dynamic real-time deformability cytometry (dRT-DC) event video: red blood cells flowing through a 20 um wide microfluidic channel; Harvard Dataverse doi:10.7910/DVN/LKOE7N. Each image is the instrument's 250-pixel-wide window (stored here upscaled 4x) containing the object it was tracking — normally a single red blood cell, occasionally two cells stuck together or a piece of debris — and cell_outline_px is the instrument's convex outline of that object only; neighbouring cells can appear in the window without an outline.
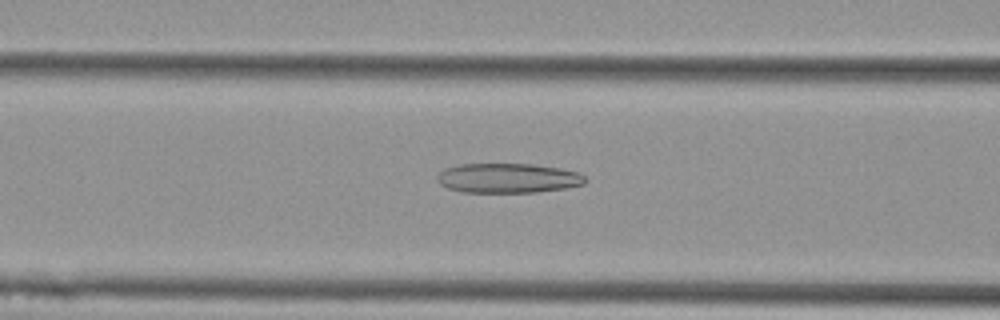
{"species": "Egyptian fruit bat (a non-hibernating species)", "species_latin": "Rousettus aegyptiacus", "temperature_condition": "cold", "stored_images_in_passage": 52, "camera_frame_rate_fps": 3000, "um_per_image_px": 0.085, "animal": {"sex": "female"}, "frame": {"image": 1, "passage_image": 20, "time_ms": 6.333, "image_size_px": [1000, 320], "cell_outline_px": [[588, 180], [584, 184], [564, 188], [536, 192], [464, 192], [448, 188], [440, 184], [436, 176], [444, 168], [460, 164], [532, 164], [560, 168], [580, 172]], "centroid_in_image_um": [43.19, 15.13], "position_along_channel_um": 123.4, "area_um2": 25.61}}
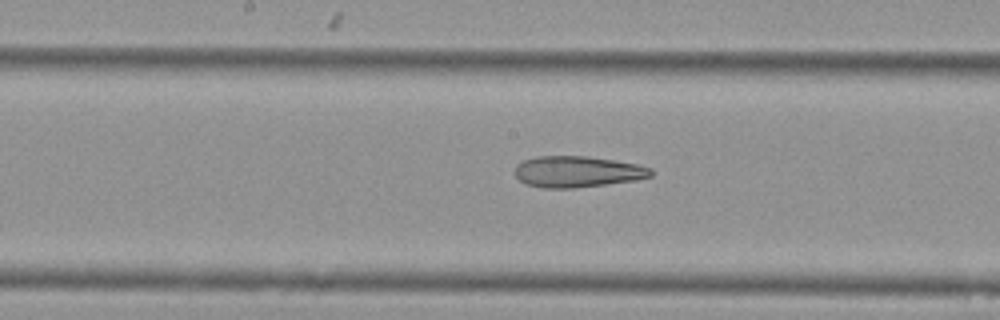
{"frame": {"image": 2, "passage_image": 26, "time_ms": 8.333, "image_size_px": [1000, 320], "cell_outline_px": [[652, 176], [636, 180], [572, 188], [544, 188], [524, 184], [516, 176], [516, 164], [524, 160], [536, 156], [588, 156], [636, 164], [652, 168]], "centroid_in_image_um": [49.06, 14.59], "position_along_channel_um": 199.1, "area_um2": 24.62}}
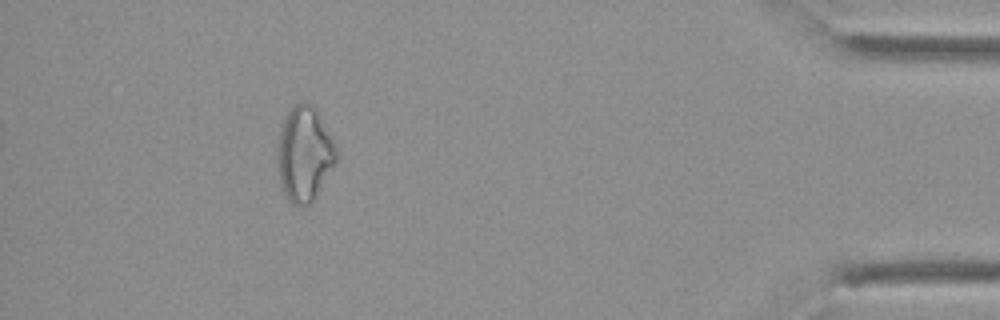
{"frame": {"image": 3, "passage_image": 47, "time_ms": 15.333, "image_size_px": [1000, 320], "cell_outline_px": [[336, 164], [316, 196], [308, 204], [296, 208], [288, 200], [280, 188], [280, 132], [284, 120], [288, 112], [300, 100], [304, 100], [316, 108], [336, 152]], "centroid_in_image_um": [25.88, 13.13], "position_along_channel_um": 409.3, "area_um2": 31.56}, "authors_computed_cell_mechanics": {"area_um2": 29.4202, "velocity_mm_per_s": 3.7868, "shape_relaxation_time_tau1_ms": null, "shape_relaxation_time_tau2_ms": 4.6423, "deformation_change_tau1": null, "deformation_change_tau2": 0.1559}}